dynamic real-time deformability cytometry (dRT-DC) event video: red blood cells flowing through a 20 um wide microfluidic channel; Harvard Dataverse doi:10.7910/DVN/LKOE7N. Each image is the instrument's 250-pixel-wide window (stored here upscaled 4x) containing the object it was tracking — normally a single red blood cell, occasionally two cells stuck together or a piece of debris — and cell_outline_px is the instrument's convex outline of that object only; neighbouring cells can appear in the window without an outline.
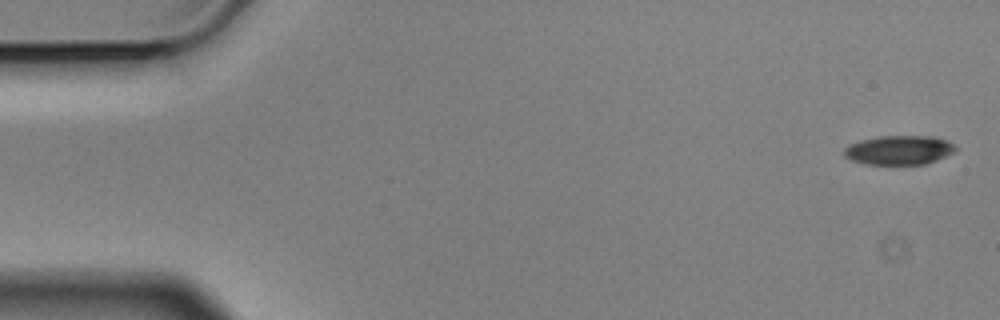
{"species": "Egyptian fruit bat (a non-hibernating species)", "species_latin": "Rousettus aegyptiacus", "temperature_condition": "cold", "stored_images_in_passage": 6, "camera_frame_rate_fps": 3000, "um_per_image_px": 0.085, "animal": {"sex": "male"}, "frame": {"image": 1, "passage_image": 1, "time_ms": 0.0, "image_size_px": [1000, 320], "cell_outline_px": [[956, 152], [936, 160], [924, 164], [864, 164], [852, 160], [844, 156], [844, 148], [848, 144], [860, 140], [880, 136], [932, 136], [948, 140], [956, 148]], "centroid_in_image_um": [76.41, 12.75], "position_along_channel_um": 8.6, "area_um2": 19.02}}
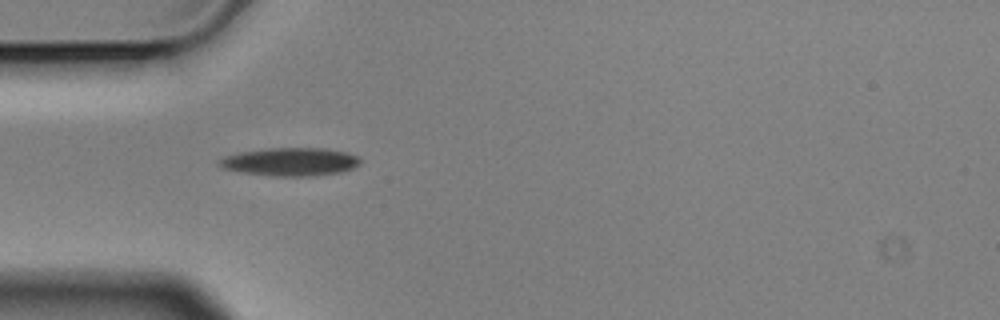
{"frame": {"image": 2, "passage_image": 5, "time_ms": 1.333, "image_size_px": [1000, 320], "cell_outline_px": [[360, 164], [352, 168], [340, 172], [312, 176], [276, 176], [244, 172], [224, 168], [216, 160], [224, 156], [240, 152], [268, 148], [324, 148], [344, 152], [356, 156], [360, 160]], "centroid_in_image_um": [24.67, 13.74], "position_along_channel_um": 60.3, "area_um2": 22.83}}
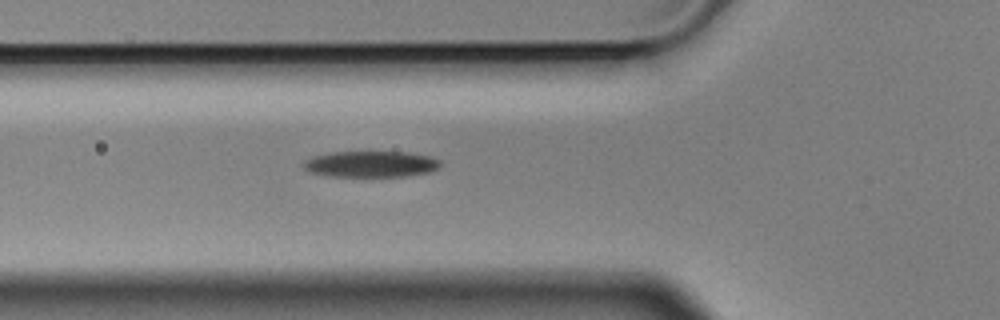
{"frame": {"image": 3, "passage_image": 6, "time_ms": 1.667, "image_size_px": [1000, 320], "cell_outline_px": [[440, 168], [432, 172], [404, 176], [332, 176], [308, 172], [300, 164], [304, 160], [312, 156], [328, 152], [408, 152], [428, 156], [440, 160]], "centroid_in_image_um": [31.49, 13.94], "position_along_channel_um": 94.3, "area_um2": 21.04}}